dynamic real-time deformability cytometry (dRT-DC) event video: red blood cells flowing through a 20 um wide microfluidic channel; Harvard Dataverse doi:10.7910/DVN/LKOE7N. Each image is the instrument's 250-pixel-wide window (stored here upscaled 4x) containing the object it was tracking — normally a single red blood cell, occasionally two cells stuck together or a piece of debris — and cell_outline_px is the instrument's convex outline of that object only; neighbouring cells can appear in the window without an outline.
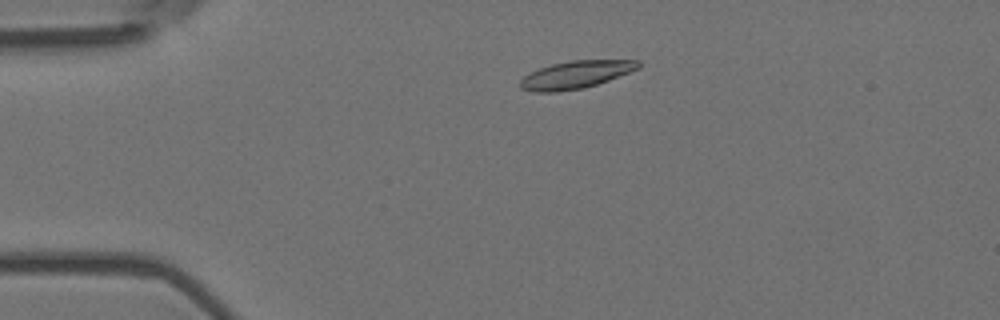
{"species": "Egyptian fruit bat (a non-hibernating species)", "species_latin": "Rousettus aegyptiacus", "temperature_condition": "room temperature", "stored_images_in_passage": 3, "camera_frame_rate_fps": 3000, "um_per_image_px": 0.085, "animal": {"sex": "female"}, "frame": {"image": 1, "passage_image": 2, "time_ms": 0.333, "image_size_px": [1000, 320], "cell_outline_px": [[640, 68], [608, 80], [584, 88], [556, 92], [532, 92], [520, 88], [520, 80], [524, 76], [540, 68], [552, 64], [572, 60], [640, 60]], "centroid_in_image_um": [48.93, 6.35], "position_along_channel_um": 36.1, "area_um2": 18.9}}